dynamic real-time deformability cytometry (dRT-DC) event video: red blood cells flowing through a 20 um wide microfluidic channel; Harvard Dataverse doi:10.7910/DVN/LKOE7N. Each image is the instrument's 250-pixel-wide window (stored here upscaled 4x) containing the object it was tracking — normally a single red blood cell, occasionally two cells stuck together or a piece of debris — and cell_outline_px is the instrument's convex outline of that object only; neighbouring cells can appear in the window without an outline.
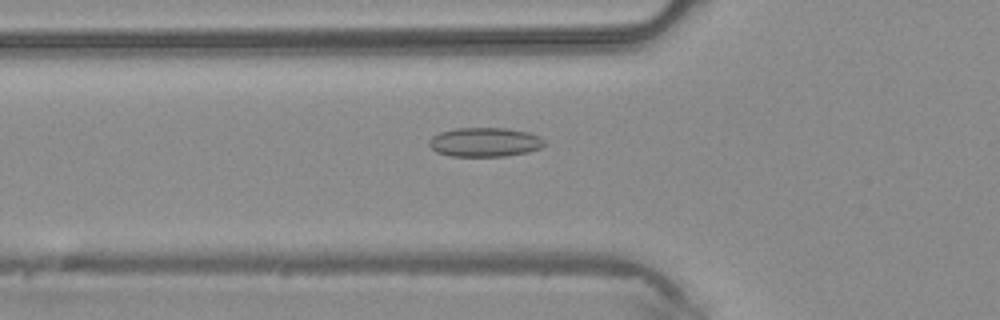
{"species": "common noctule bat (a hibernating species)", "species_latin": "Nyctalus noctula", "temperature_condition": "warm", "stored_images_in_passage": 45, "camera_frame_rate_fps": 3000, "um_per_image_px": 0.085, "animal": {"sex": "male", "body_mass_g": 20.4}, "frame": {"image": 1, "passage_image": 16, "time_ms": 5.0, "image_size_px": [1000, 320], "cell_outline_px": [[544, 144], [540, 148], [528, 152], [504, 156], [452, 156], [436, 152], [428, 144], [428, 140], [432, 136], [440, 132], [456, 128], [504, 128], [528, 132], [540, 136], [544, 140]], "centroid_in_image_um": [41.19, 12.08], "position_along_channel_um": 84.6, "area_um2": 19.59}}
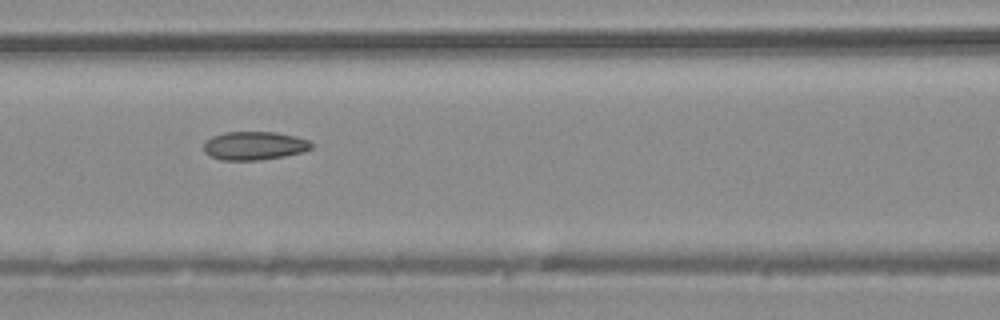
{"frame": {"image": 2, "passage_image": 20, "time_ms": 6.333, "image_size_px": [1000, 320], "cell_outline_px": [[312, 148], [304, 152], [284, 156], [260, 160], [220, 160], [204, 152], [204, 144], [212, 136], [224, 132], [276, 132], [296, 136], [308, 140], [312, 144]], "centroid_in_image_um": [21.64, 12.38], "position_along_channel_um": 145.0, "area_um2": 17.86}}
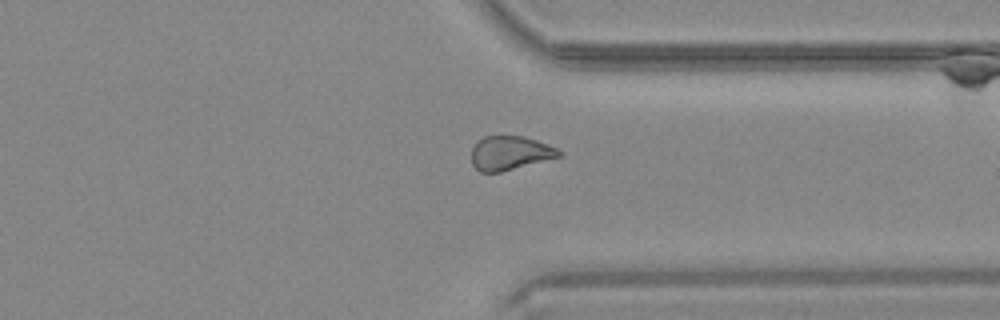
{"frame": {"image": 3, "passage_image": 35, "time_ms": 11.333, "image_size_px": [1000, 320], "cell_outline_px": [[564, 156], [500, 172], [480, 172], [472, 164], [472, 148], [476, 140], [484, 136], [524, 136], [548, 144], [564, 152]], "centroid_in_image_um": [43.37, 13.0], "position_along_channel_um": 368.0, "area_um2": 17.57}}